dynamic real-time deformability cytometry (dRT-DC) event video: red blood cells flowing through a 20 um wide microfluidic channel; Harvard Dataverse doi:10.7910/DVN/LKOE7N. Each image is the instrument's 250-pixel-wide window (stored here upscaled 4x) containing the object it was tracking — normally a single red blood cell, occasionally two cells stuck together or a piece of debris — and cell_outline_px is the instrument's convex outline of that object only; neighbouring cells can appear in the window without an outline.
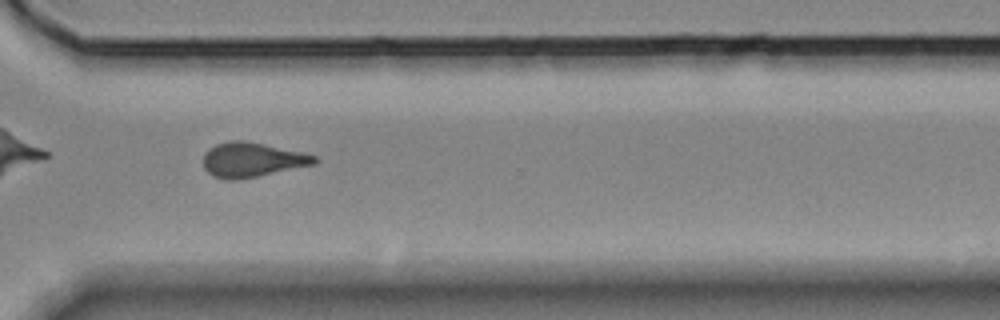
{"species": "Egyptian fruit bat (a non-hibernating species)", "species_latin": "Rousettus aegyptiacus", "temperature_condition": "room temperature", "stored_images_in_passage": 17, "camera_frame_rate_fps": 3000, "um_per_image_px": 0.085, "animal": {"sex": "female"}, "frame": {"image": 1, "passage_image": 13, "time_ms": 14.667, "image_size_px": [1000, 320], "cell_outline_px": [[320, 160], [316, 164], [236, 180], [228, 180], [212, 176], [204, 168], [204, 152], [208, 148], [216, 144], [232, 140], [244, 140], [264, 144], [300, 152], [316, 156]], "centroid_in_image_um": [21.4, 13.58], "position_along_channel_um": 349.2, "area_um2": 22.31}}
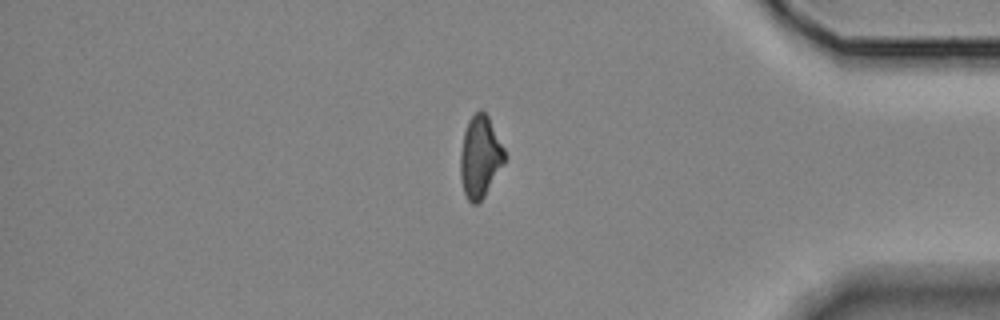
{"frame": {"image": 2, "passage_image": 17, "time_ms": 21.333, "image_size_px": [1000, 320], "cell_outline_px": [[508, 156], [504, 164], [484, 196], [476, 204], [472, 204], [468, 200], [464, 192], [460, 176], [460, 152], [464, 132], [468, 120], [480, 108], [488, 116]], "centroid_in_image_um": [40.81, 13.32], "position_along_channel_um": 394.4, "area_um2": 21.15}}